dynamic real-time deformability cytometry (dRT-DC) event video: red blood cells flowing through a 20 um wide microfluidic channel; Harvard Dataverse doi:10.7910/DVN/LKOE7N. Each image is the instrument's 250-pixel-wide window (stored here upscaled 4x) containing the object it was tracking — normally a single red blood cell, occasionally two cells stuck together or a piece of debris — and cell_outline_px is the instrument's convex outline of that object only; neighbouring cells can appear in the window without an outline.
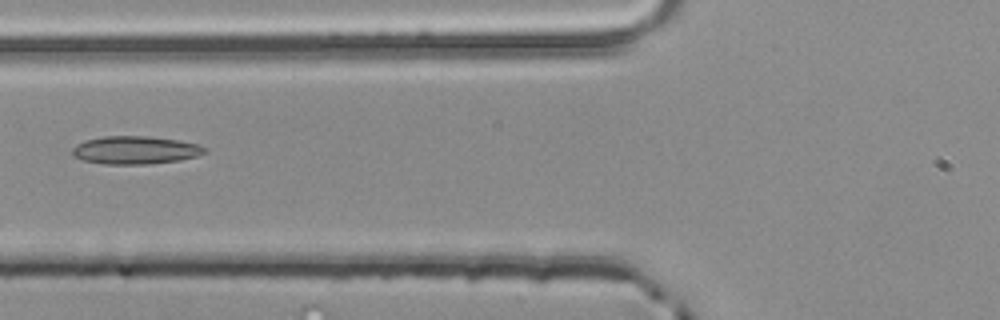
{"species": "common noctule bat (a hibernating species)", "species_latin": "Nyctalus noctula", "temperature_condition": "room temperature", "stored_images_in_passage": 4, "camera_frame_rate_fps": 3000, "um_per_image_px": 0.085, "animal": {"sex": "male", "body_mass_g": 20.4}, "frame": {"image": 1, "passage_image": 4, "time_ms": 1.0, "image_size_px": [1000, 320], "cell_outline_px": [[208, 152], [196, 156], [180, 160], [148, 164], [104, 164], [84, 160], [76, 156], [72, 152], [72, 148], [76, 144], [84, 140], [104, 136], [148, 136], [176, 140], [196, 144], [208, 148]], "centroid_in_image_um": [11.51, 12.75], "position_along_channel_um": 114.3, "area_um2": 21.5}}